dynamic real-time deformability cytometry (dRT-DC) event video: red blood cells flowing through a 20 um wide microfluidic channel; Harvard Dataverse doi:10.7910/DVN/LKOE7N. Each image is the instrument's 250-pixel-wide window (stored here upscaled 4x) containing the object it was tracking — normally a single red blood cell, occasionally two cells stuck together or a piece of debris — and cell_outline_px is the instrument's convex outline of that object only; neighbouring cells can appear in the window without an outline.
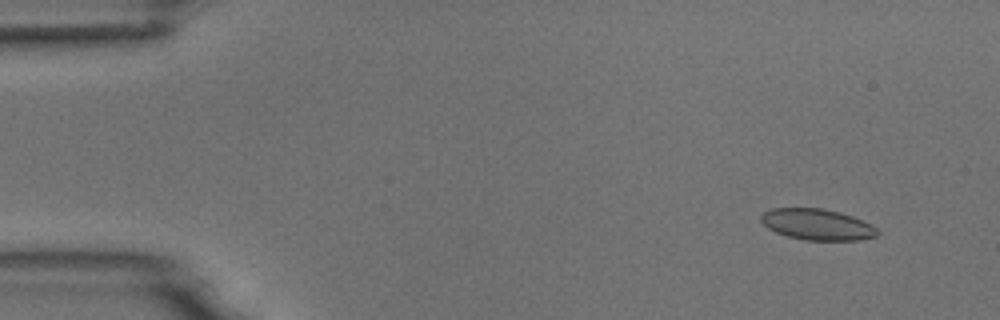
{"species": "common noctule bat (a hibernating species)", "species_latin": "Nyctalus noctula", "temperature_condition": "room temperature", "stored_images_in_passage": 5, "camera_frame_rate_fps": 3000, "um_per_image_px": 0.085, "animal": {"sex": "male", "body_mass_g": 18.8}, "frame": {"image": 1, "passage_image": 2, "time_ms": 1.333, "image_size_px": [1000, 320], "cell_outline_px": [[880, 232], [876, 236], [860, 240], [804, 240], [788, 236], [776, 232], [768, 228], [760, 220], [760, 216], [764, 212], [772, 208], [820, 208], [840, 212], [852, 216], [872, 224]], "centroid_in_image_um": [69.47, 19.08], "position_along_channel_um": 15.5, "area_um2": 21.1}}
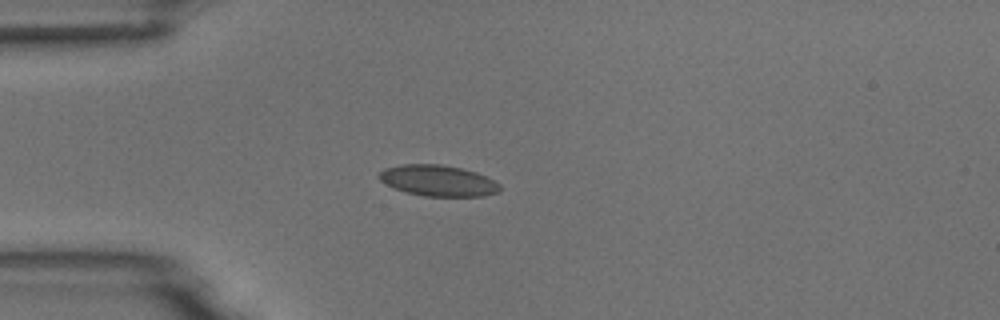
{"frame": {"image": 2, "passage_image": 5, "time_ms": 4.667, "image_size_px": [1000, 320], "cell_outline_px": [[500, 192], [484, 196], [424, 196], [408, 192], [396, 188], [380, 180], [376, 176], [384, 168], [404, 164], [440, 164], [460, 168], [476, 172], [500, 184]], "centroid_in_image_um": [37.24, 15.35], "position_along_channel_um": 47.8, "area_um2": 21.62}}